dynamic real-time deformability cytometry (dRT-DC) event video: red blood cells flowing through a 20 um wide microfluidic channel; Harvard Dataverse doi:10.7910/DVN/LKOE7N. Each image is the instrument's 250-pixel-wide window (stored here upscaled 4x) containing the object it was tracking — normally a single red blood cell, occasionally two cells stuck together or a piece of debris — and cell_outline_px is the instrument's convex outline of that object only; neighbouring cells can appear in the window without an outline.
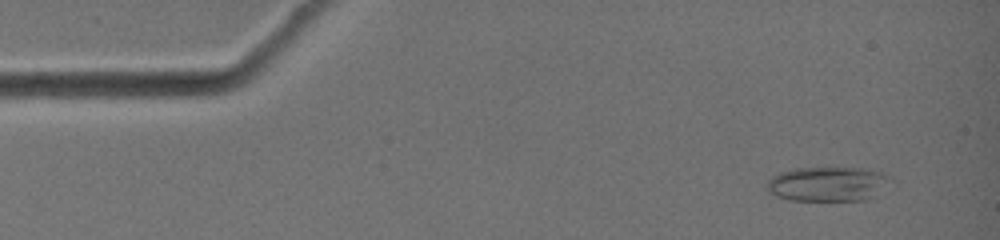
{"species": "common noctule bat (a hibernating species)", "species_latin": "Nyctalus noctula", "temperature_condition": "warm", "stored_images_in_passage": 8, "camera_frame_rate_fps": 3000, "um_per_image_px": 0.085, "animal": {"sex": "female", "body_mass_g": 19.0, "forearm_length_mm": 51.5}, "frame": {"image": 1, "passage_image": 3, "time_ms": 0.667, "image_size_px": [1000, 240], "cell_outline_px": [[892, 180], [880, 196], [868, 200], [788, 200], [776, 196], [768, 192], [764, 188], [764, 184], [772, 176], [780, 172], [796, 168], [860, 168], [880, 172], [888, 176]], "centroid_in_image_um": [70.36, 15.65], "position_along_channel_um": 14.6, "area_um2": 25.37}}